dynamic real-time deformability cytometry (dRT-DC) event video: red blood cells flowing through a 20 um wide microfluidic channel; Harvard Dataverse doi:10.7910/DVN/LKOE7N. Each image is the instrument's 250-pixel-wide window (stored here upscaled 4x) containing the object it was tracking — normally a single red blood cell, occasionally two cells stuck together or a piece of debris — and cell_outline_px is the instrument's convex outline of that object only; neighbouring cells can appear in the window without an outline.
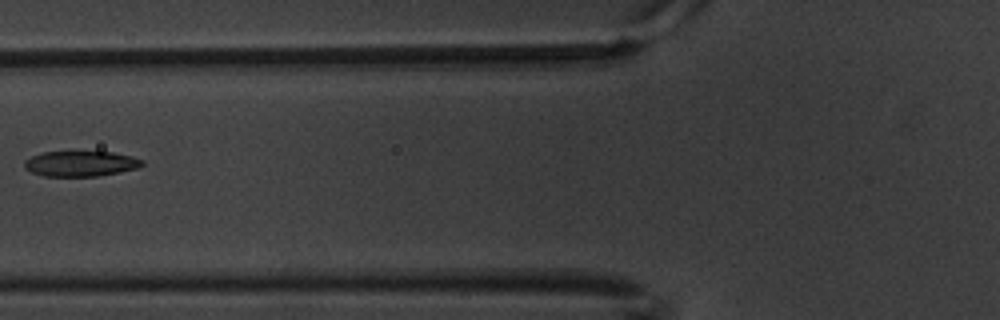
{"species": "common noctule bat (a hibernating species)", "species_latin": "Nyctalus noctula", "temperature_condition": "warm", "stored_images_in_passage": 7, "camera_frame_rate_fps": 3000, "um_per_image_px": 0.085, "animal": {"sex": "male", "body_mass_g": 20.1, "forearm_length_mm": 53.5}, "frame": {"image": 1, "passage_image": 7, "time_ms": 2.0, "image_size_px": [1000, 320], "cell_outline_px": [[144, 164], [140, 168], [120, 172], [96, 176], [44, 176], [32, 172], [24, 168], [24, 160], [40, 152], [112, 152], [132, 156], [144, 160]], "centroid_in_image_um": [6.88, 13.91], "position_along_channel_um": 118.9, "area_um2": 17.51}}